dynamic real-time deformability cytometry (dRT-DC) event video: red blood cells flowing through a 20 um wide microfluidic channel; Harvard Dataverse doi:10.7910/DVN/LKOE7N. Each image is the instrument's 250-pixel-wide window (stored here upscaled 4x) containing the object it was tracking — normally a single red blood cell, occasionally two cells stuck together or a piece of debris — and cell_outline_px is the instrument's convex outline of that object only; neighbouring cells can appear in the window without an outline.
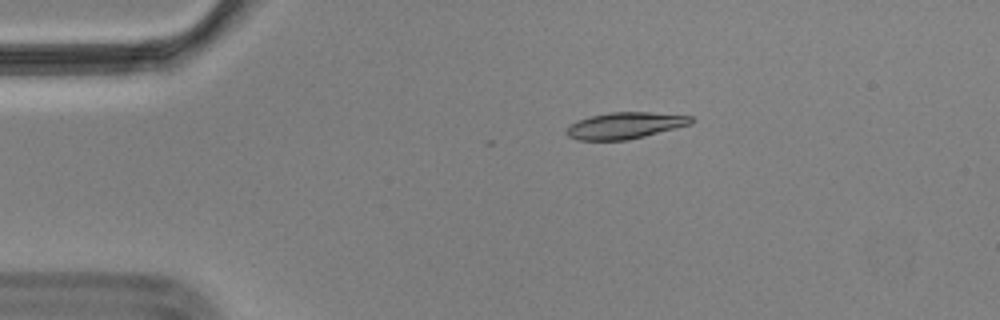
{"species": "Egyptian fruit bat (a non-hibernating species)", "species_latin": "Rousettus aegyptiacus", "temperature_condition": "cold", "stored_images_in_passage": 6, "camera_frame_rate_fps": 3000, "um_per_image_px": 0.085, "animal": {"sex": "male"}, "frame": {"image": 1, "passage_image": 1, "time_ms": 0.0, "image_size_px": [1000, 320], "cell_outline_px": [[696, 120], [692, 124], [628, 140], [576, 140], [568, 136], [564, 132], [564, 128], [568, 124], [576, 120], [608, 112], [648, 112], [692, 116]], "centroid_in_image_um": [53.08, 10.67], "position_along_channel_um": 31.9, "area_um2": 19.48}}